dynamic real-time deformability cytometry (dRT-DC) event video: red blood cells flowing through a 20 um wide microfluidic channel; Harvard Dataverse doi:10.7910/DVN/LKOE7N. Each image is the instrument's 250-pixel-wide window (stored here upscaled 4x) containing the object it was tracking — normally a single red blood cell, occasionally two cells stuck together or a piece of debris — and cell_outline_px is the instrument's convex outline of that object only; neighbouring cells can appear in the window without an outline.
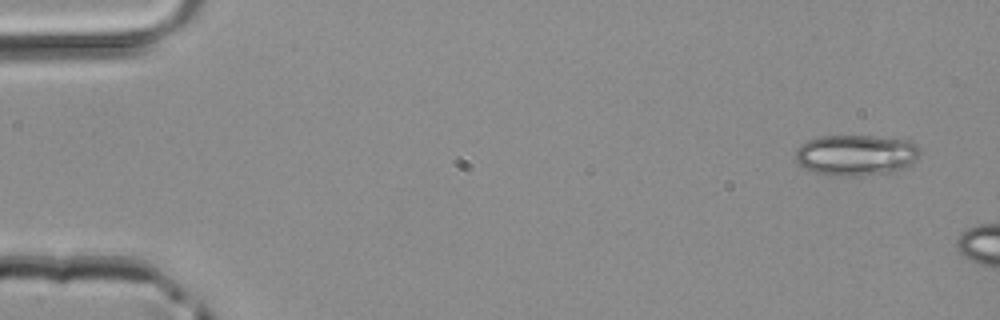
{"species": "common noctule bat (a hibernating species)", "species_latin": "Nyctalus noctula", "temperature_condition": "room temperature", "stored_images_in_passage": 2, "camera_frame_rate_fps": 3000, "um_per_image_px": 0.085, "animal": {"sex": "male", "body_mass_g": 20.4}, "frame": {"image": 1, "passage_image": 2, "time_ms": 0.333, "image_size_px": [1000, 320], "cell_outline_px": [[920, 152], [916, 160], [912, 164], [888, 172], [860, 176], [840, 176], [816, 172], [804, 168], [796, 160], [796, 148], [800, 144], [808, 140], [820, 136], [872, 136], [908, 140], [916, 144], [920, 148]], "centroid_in_image_um": [72.75, 13.17], "position_along_channel_um": 12.2, "area_um2": 29.54}}